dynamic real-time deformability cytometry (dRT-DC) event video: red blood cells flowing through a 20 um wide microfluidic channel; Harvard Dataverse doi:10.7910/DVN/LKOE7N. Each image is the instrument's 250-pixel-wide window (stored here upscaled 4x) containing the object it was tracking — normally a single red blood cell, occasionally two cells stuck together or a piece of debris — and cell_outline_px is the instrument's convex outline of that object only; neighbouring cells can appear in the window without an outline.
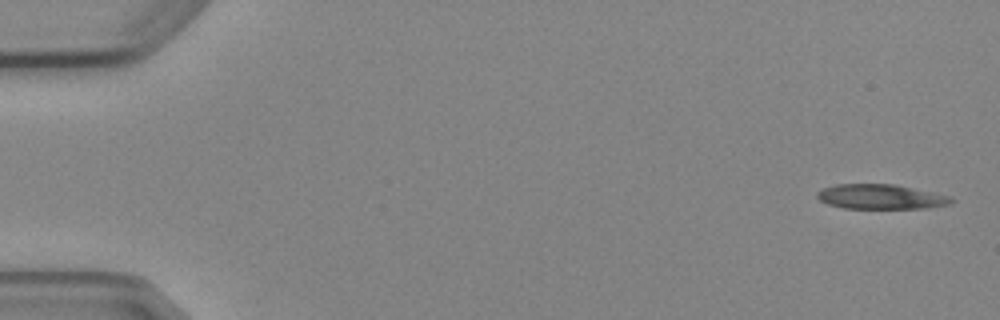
{"species": "Egyptian fruit bat (a non-hibernating species)", "species_latin": "Rousettus aegyptiacus", "temperature_condition": "cold", "stored_images_in_passage": 5, "camera_frame_rate_fps": 3000, "um_per_image_px": 0.085, "animal": {"sex": "female"}, "frame": {"image": 1, "passage_image": 1, "time_ms": 0.0, "image_size_px": [1000, 320], "cell_outline_px": [[956, 200], [948, 204], [928, 208], [844, 208], [828, 204], [820, 200], [816, 196], [816, 192], [824, 188], [836, 184], [896, 184], [932, 192], [948, 196]], "centroid_in_image_um": [74.85, 16.72], "position_along_channel_um": 10.2, "area_um2": 19.25}}
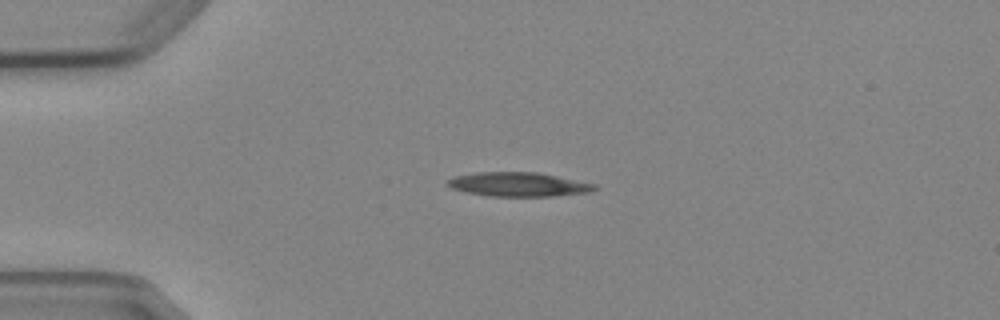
{"frame": {"image": 2, "passage_image": 4, "time_ms": 3.667, "image_size_px": [1000, 320], "cell_outline_px": [[600, 188], [592, 192], [552, 196], [488, 196], [468, 192], [452, 188], [448, 184], [448, 180], [452, 176], [476, 172], [536, 172], [596, 184]], "centroid_in_image_um": [44.1, 15.67], "position_along_channel_um": 40.9, "area_um2": 20.63}}